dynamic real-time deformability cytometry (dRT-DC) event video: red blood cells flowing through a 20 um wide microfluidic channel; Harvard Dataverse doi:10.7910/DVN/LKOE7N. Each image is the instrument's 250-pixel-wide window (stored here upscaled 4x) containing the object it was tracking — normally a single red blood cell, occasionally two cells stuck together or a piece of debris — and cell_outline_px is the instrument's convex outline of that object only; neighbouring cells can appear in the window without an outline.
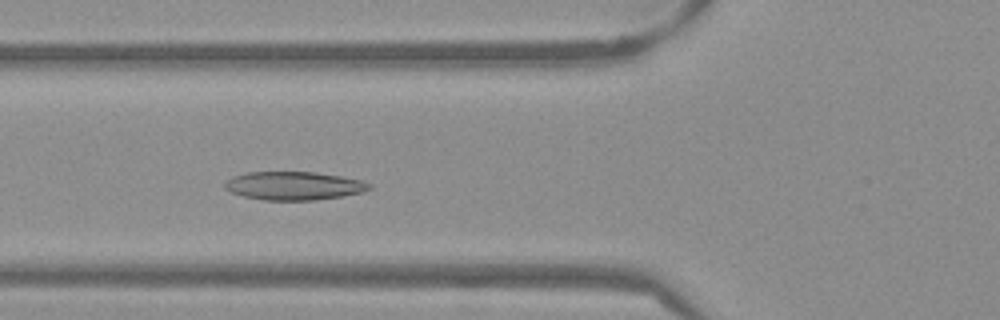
{"species": "Egyptian fruit bat (a non-hibernating species)", "species_latin": "Rousettus aegyptiacus", "temperature_condition": "warm", "stored_images_in_passage": 44, "camera_frame_rate_fps": 3000, "um_per_image_px": 0.085, "frame": {"image": 1, "passage_image": 11, "time_ms": 3.333, "image_size_px": [1000, 320], "cell_outline_px": [[372, 188], [364, 192], [344, 196], [312, 200], [264, 200], [244, 196], [232, 192], [224, 188], [224, 184], [232, 176], [248, 172], [316, 172], [340, 176], [360, 180], [372, 184]], "centroid_in_image_um": [25.01, 15.79], "position_along_channel_um": 100.8, "area_um2": 23.87}}
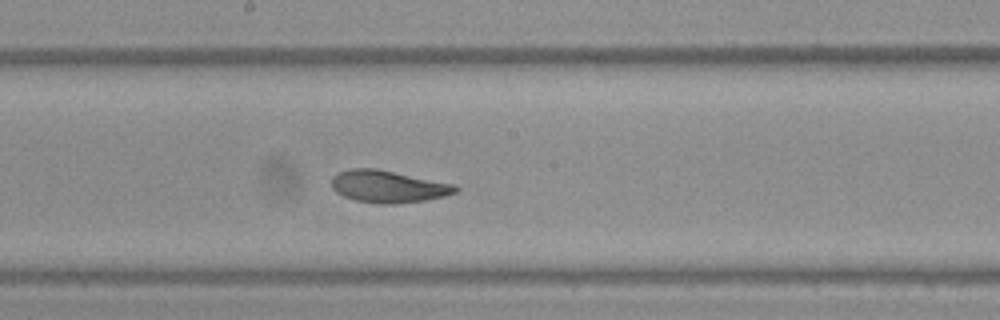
{"frame": {"image": 2, "passage_image": 20, "time_ms": 6.333, "image_size_px": [1000, 320], "cell_outline_px": [[460, 188], [456, 192], [444, 196], [424, 200], [392, 204], [380, 204], [356, 200], [344, 196], [336, 192], [332, 188], [332, 176], [348, 168], [376, 168], [456, 184]], "centroid_in_image_um": [33.0, 15.84], "position_along_channel_um": 215.2, "area_um2": 23.24}}
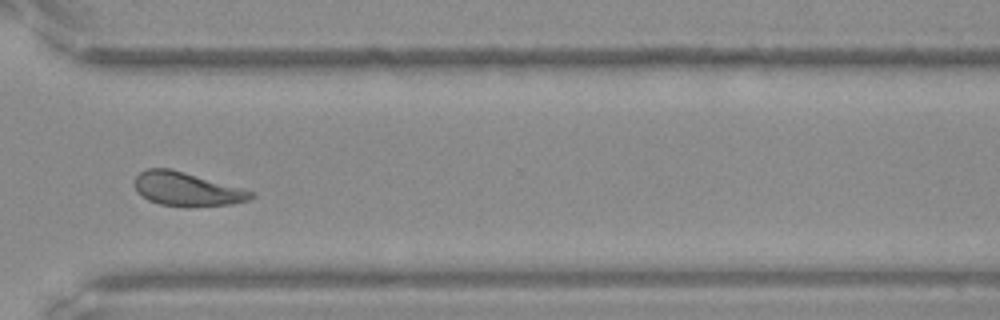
{"frame": {"image": 3, "passage_image": 31, "time_ms": 10.0, "image_size_px": [1000, 320], "cell_outline_px": [[256, 196], [248, 200], [232, 204], [160, 204], [148, 200], [136, 192], [132, 180], [140, 172], [148, 168], [168, 168], [184, 172], [244, 188], [256, 192]], "centroid_in_image_um": [15.86, 16.03], "position_along_channel_um": 354.7, "area_um2": 22.37}, "authors_computed_cell_mechanics": {"area_um2": 23.12, "velocity_mm_per_s": 3.799, "shape_relaxation_time_tau1_ms": 4.7606, "shape_relaxation_time_tau2_ms": 2.0673, "deformation_change_tau1": 0.1516, "deformation_change_tau2": 0.0887}}